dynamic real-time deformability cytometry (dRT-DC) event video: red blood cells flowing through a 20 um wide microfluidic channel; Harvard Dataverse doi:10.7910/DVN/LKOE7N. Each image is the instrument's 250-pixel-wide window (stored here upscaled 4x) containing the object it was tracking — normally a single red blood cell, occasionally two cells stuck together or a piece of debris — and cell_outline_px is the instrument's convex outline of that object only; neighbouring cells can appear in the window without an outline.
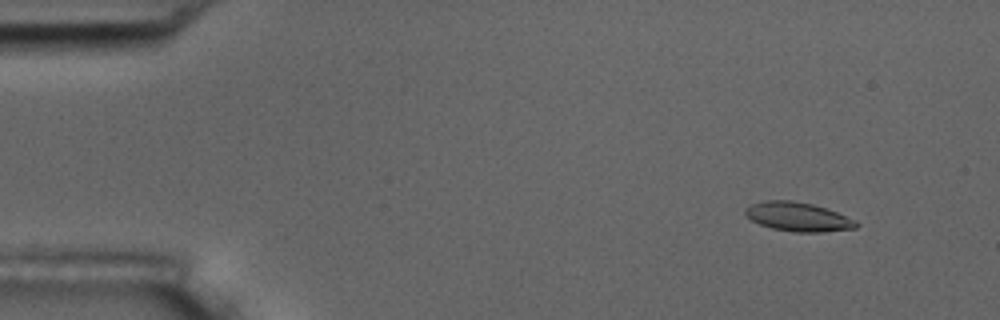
{"species": "common noctule bat (a hibernating species)", "species_latin": "Nyctalus noctula", "temperature_condition": "room temperature", "stored_images_in_passage": 58, "camera_frame_rate_fps": 3000, "um_per_image_px": 0.085, "animal": {"sex": "male", "body_mass_g": 17.5, "forearm_length_mm": 52.3}, "frame": {"image": 1, "passage_image": 6, "time_ms": 1.667, "image_size_px": [1000, 320], "cell_outline_px": [[860, 224], [856, 228], [824, 232], [796, 232], [772, 228], [760, 224], [752, 220], [744, 212], [744, 208], [752, 204], [764, 200], [792, 200], [812, 204], [836, 212], [856, 220]], "centroid_in_image_um": [67.84, 18.43], "position_along_channel_um": 17.2, "area_um2": 18.67}}
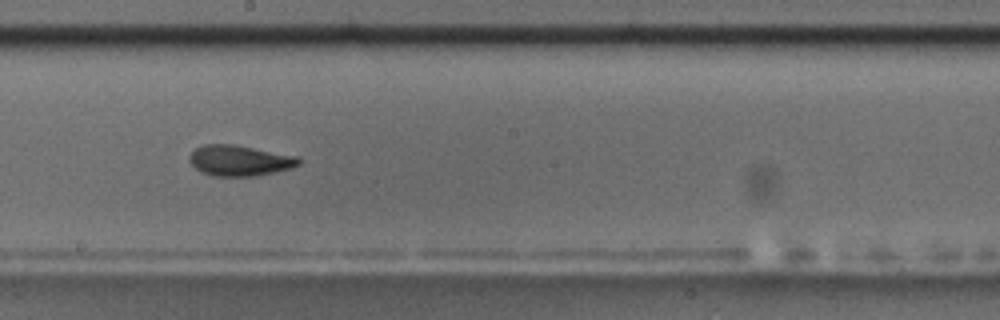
{"frame": {"image": 2, "passage_image": 32, "time_ms": 10.333, "image_size_px": [1000, 320], "cell_outline_px": [[300, 164], [292, 168], [256, 176], [212, 176], [200, 172], [188, 160], [188, 156], [196, 148], [204, 144], [232, 144], [300, 156]], "centroid_in_image_um": [20.37, 13.65], "position_along_channel_um": 227.8, "area_um2": 19.71}}
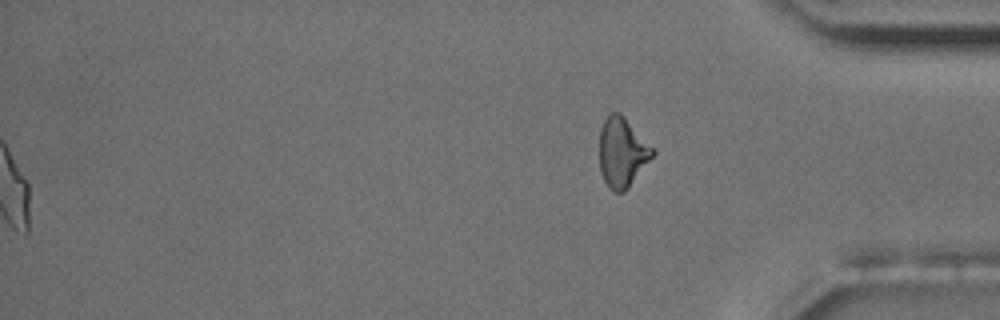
{"frame": {"image": 3, "passage_image": 58, "time_ms": 19.0, "image_size_px": [1000, 320], "cell_outline_px": [[656, 152], [628, 188], [624, 192], [616, 192], [608, 188], [600, 172], [600, 128], [608, 112], [620, 112], [656, 148]], "centroid_in_image_um": [52.9, 12.92], "position_along_channel_um": 382.3, "area_um2": 21.91}, "authors_computed_cell_mechanics": {"area_um2": 19.2474, "velocity_mm_per_s": 3.5842, "shape_relaxation_time_tau1_ms": 5.7903, "shape_relaxation_time_tau2_ms": 3.2164, "deformation_change_tau1": 0.1899, "deformation_change_tau2": 0.0684}}